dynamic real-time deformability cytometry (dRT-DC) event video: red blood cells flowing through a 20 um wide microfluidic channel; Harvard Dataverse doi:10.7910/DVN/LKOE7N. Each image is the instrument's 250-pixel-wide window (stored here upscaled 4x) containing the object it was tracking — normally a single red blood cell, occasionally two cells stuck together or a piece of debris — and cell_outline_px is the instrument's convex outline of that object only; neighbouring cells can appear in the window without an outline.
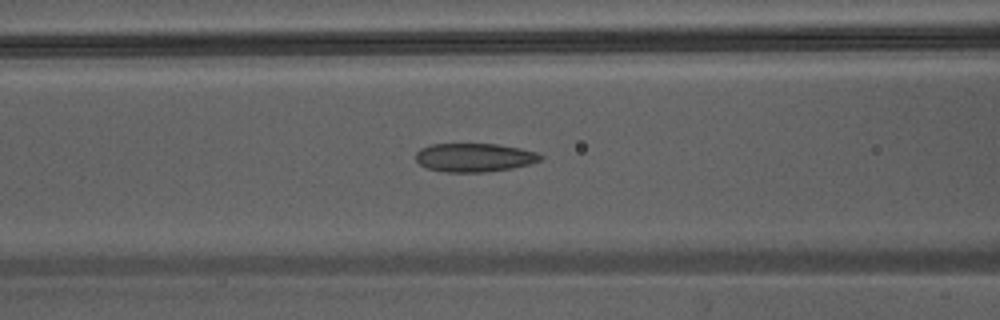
{"species": "Egyptian fruit bat (a non-hibernating species)", "species_latin": "Rousettus aegyptiacus", "temperature_condition": "warm", "stored_images_in_passage": 27, "camera_frame_rate_fps": 3000, "um_per_image_px": 0.085, "animal": {"sex": "male"}, "frame": {"image": 1, "passage_image": 7, "time_ms": 2.0, "image_size_px": [1000, 320], "cell_outline_px": [[544, 156], [540, 160], [528, 164], [512, 168], [488, 172], [444, 172], [428, 168], [420, 164], [416, 160], [416, 152], [420, 148], [432, 144], [496, 144], [520, 148], [536, 152]], "centroid_in_image_um": [40.31, 13.39], "position_along_channel_um": 126.3, "area_um2": 20.75}}
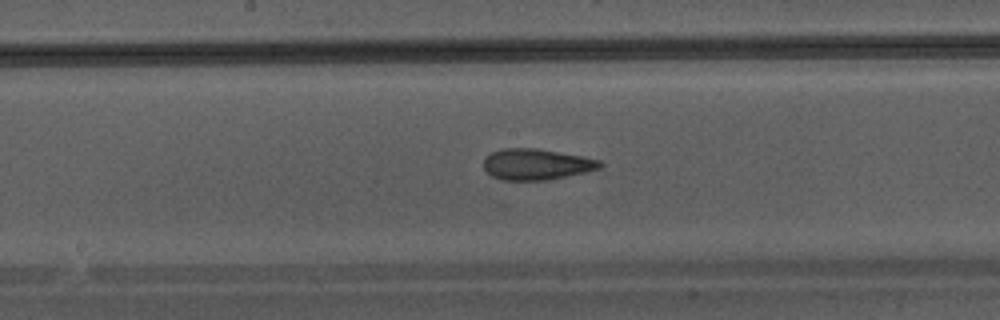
{"frame": {"image": 2, "passage_image": 12, "time_ms": 3.667, "image_size_px": [1000, 320], "cell_outline_px": [[604, 164], [600, 168], [588, 172], [544, 180], [504, 180], [492, 176], [484, 168], [484, 156], [492, 152], [504, 148], [536, 148], [580, 156], [600, 160]], "centroid_in_image_um": [45.59, 13.96], "position_along_channel_um": 202.6, "area_um2": 20.92}}
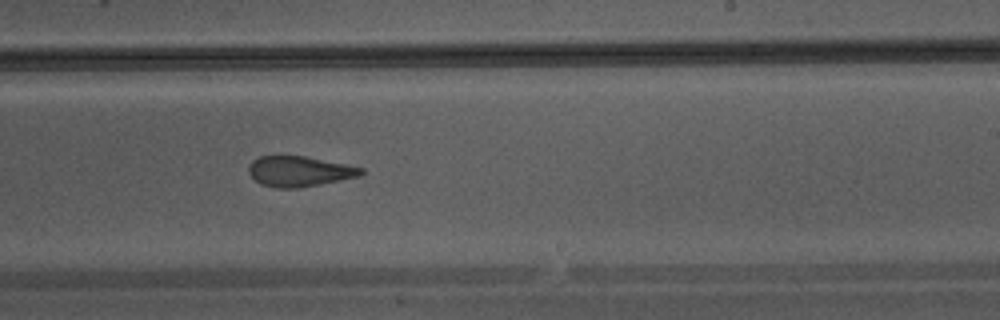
{"frame": {"image": 3, "passage_image": 16, "time_ms": 5.0, "image_size_px": [1000, 320], "cell_outline_px": [[364, 172], [360, 176], [300, 188], [276, 188], [260, 184], [248, 172], [248, 168], [252, 160], [260, 156], [304, 156], [364, 168]], "centroid_in_image_um": [25.43, 14.57], "position_along_channel_um": 263.6, "area_um2": 19.77}}